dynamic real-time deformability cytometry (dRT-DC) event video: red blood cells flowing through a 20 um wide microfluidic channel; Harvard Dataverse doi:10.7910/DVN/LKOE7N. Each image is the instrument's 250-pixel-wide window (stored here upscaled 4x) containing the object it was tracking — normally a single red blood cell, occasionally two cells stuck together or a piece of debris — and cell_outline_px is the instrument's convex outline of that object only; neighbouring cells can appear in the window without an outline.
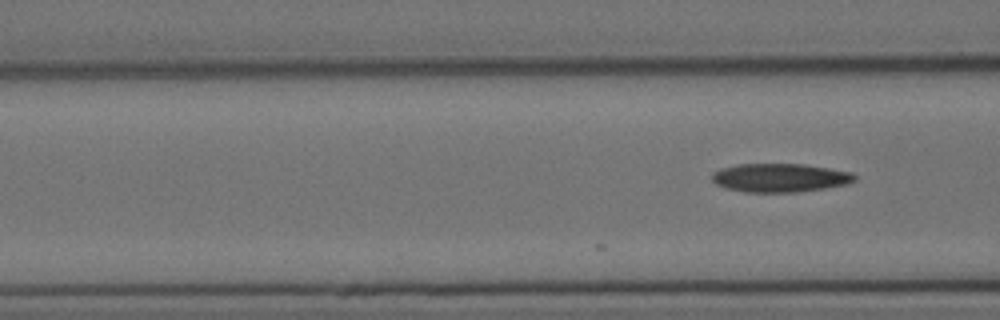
{"species": "Egyptian fruit bat (a non-hibernating species)", "species_latin": "Rousettus aegyptiacus", "temperature_condition": "cold", "stored_images_in_passage": 4, "camera_frame_rate_fps": 3000, "um_per_image_px": 0.085, "animal": {"sex": "female"}, "frame": {"image": 1, "passage_image": 4, "time_ms": 1.0, "image_size_px": [1000, 320], "cell_outline_px": [[856, 180], [848, 184], [824, 188], [796, 192], [744, 192], [724, 188], [716, 184], [712, 180], [712, 172], [720, 168], [736, 164], [804, 164], [852, 172], [856, 176]], "centroid_in_image_um": [66.27, 15.11], "position_along_channel_um": 100.3, "area_um2": 23.93}}